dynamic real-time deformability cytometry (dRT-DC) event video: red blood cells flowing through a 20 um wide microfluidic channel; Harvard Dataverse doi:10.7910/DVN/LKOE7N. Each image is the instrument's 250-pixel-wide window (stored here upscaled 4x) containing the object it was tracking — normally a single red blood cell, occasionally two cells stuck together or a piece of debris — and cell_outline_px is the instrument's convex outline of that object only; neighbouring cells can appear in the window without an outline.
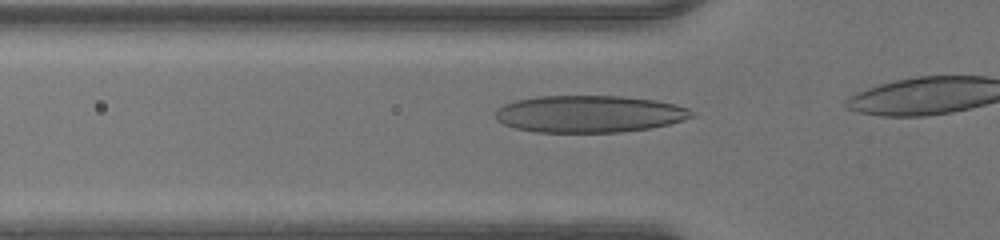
{"species": "human", "species_latin": "Homo sapiens", "temperature_condition": "warm", "stored_images_in_passage": 10, "camera_frame_rate_fps": 3000, "um_per_image_px": 0.085, "donor": {"sex": "male"}, "frame": {"image": 1, "passage_image": 5, "time_ms": 1.333, "image_size_px": [1000, 240], "cell_outline_px": [[692, 116], [684, 120], [652, 128], [620, 132], [536, 132], [516, 128], [504, 124], [496, 120], [496, 108], [504, 104], [516, 100], [536, 96], [620, 96], [656, 100], [676, 104], [688, 108], [692, 112]], "centroid_in_image_um": [50.08, 9.68], "position_along_channel_um": 75.7, "area_um2": 42.43}}
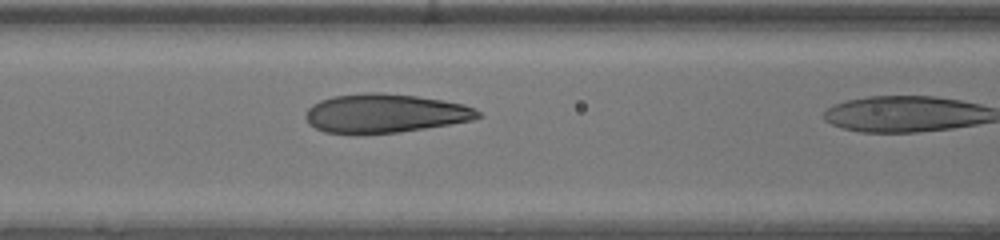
{"frame": {"image": 2, "passage_image": 9, "time_ms": 2.667, "image_size_px": [1000, 240], "cell_outline_px": [[484, 116], [472, 120], [400, 132], [356, 136], [324, 132], [308, 124], [304, 116], [308, 108], [312, 104], [320, 100], [332, 96], [368, 92], [376, 92], [416, 96], [444, 100], [464, 104], [480, 112]], "centroid_in_image_um": [32.66, 9.66], "position_along_channel_um": 133.9, "area_um2": 39.65}}